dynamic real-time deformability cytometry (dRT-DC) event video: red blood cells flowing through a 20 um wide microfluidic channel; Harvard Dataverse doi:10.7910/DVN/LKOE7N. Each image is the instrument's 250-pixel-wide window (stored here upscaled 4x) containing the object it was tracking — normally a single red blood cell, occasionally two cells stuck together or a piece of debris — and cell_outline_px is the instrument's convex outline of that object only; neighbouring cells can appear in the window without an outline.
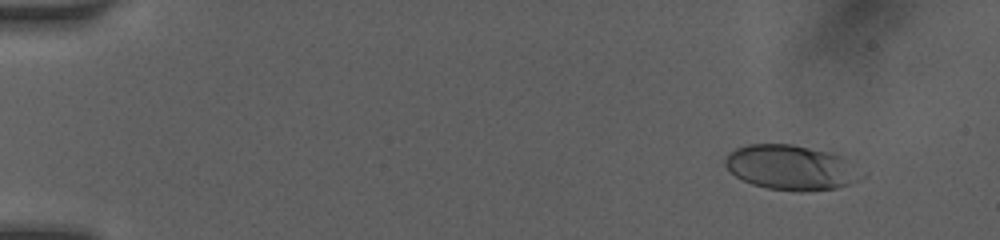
{"species": "human", "species_latin": "Homo sapiens", "temperature_condition": "room temperature", "stored_images_in_passage": 24, "camera_frame_rate_fps": 3000, "um_per_image_px": 0.085, "donor": {"sex": "female"}, "frame": {"image": 1, "passage_image": 6, "time_ms": 1.667, "image_size_px": [1000, 240], "cell_outline_px": [[868, 176], [848, 184], [836, 188], [768, 188], [752, 184], [736, 176], [724, 164], [724, 160], [728, 152], [736, 148], [748, 144], [792, 144], [836, 152], [844, 156], [868, 172]], "centroid_in_image_um": [67.34, 14.17], "position_along_channel_um": 17.7, "area_um2": 35.55}}
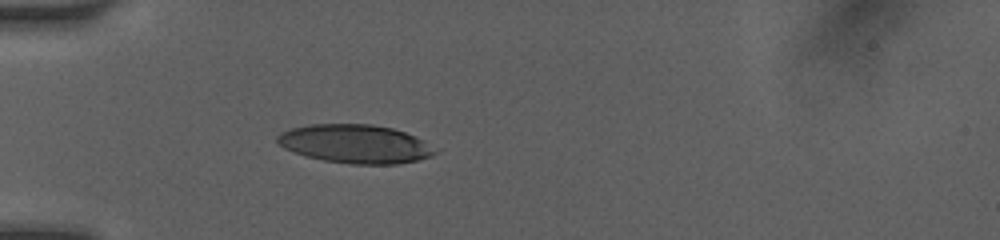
{"frame": {"image": 2, "passage_image": 17, "time_ms": 5.333, "image_size_px": [1000, 240], "cell_outline_px": [[436, 152], [432, 156], [416, 160], [396, 164], [352, 164], [324, 160], [304, 156], [292, 152], [284, 148], [276, 140], [276, 136], [280, 132], [292, 128], [308, 124], [372, 124], [392, 128], [416, 136], [424, 140]], "centroid_in_image_um": [30.15, 12.22], "position_along_channel_um": 54.8, "area_um2": 35.43}}
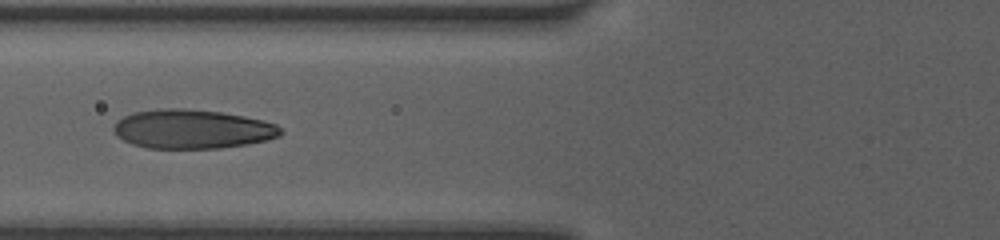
{"frame": {"image": 3, "passage_image": 22, "time_ms": 7.0, "image_size_px": [1000, 240], "cell_outline_px": [[284, 132], [280, 136], [264, 140], [244, 144], [220, 148], [148, 148], [132, 144], [116, 136], [112, 128], [116, 120], [132, 112], [164, 108], [184, 108], [220, 112], [244, 116], [264, 120], [276, 124]], "centroid_in_image_um": [16.31, 10.96], "position_along_channel_um": 109.5, "area_um2": 38.09}}